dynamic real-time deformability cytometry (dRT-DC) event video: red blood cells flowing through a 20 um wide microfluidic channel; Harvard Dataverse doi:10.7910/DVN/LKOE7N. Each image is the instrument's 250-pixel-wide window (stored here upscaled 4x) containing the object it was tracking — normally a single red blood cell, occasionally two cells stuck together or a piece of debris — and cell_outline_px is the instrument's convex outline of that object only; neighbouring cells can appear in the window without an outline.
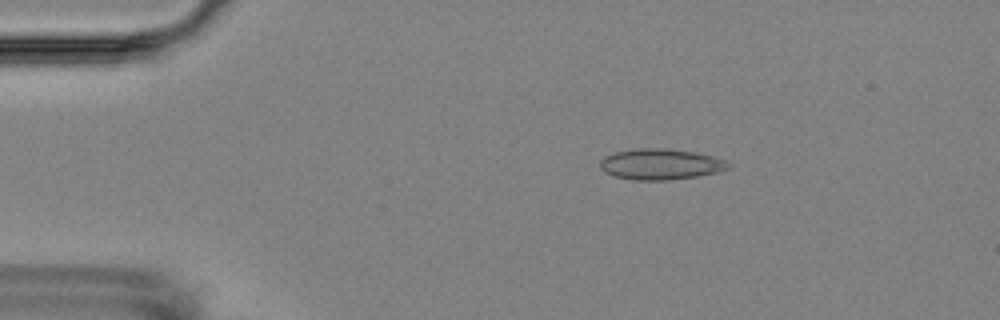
{"species": "Egyptian fruit bat (a non-hibernating species)", "species_latin": "Rousettus aegyptiacus", "temperature_condition": "room temperature", "stored_images_in_passage": 5, "camera_frame_rate_fps": 3000, "um_per_image_px": 0.085, "animal": {"sex": "female"}, "frame": {"image": 1, "passage_image": 2, "time_ms": 1.333, "image_size_px": [1000, 320], "cell_outline_px": [[732, 168], [720, 172], [696, 176], [668, 180], [632, 180], [612, 176], [604, 172], [600, 168], [600, 160], [604, 156], [616, 152], [640, 148], [664, 148], [692, 152], [712, 156], [724, 160], [732, 164]], "centroid_in_image_um": [56.15, 13.97], "position_along_channel_um": 28.8, "area_um2": 23.18}}
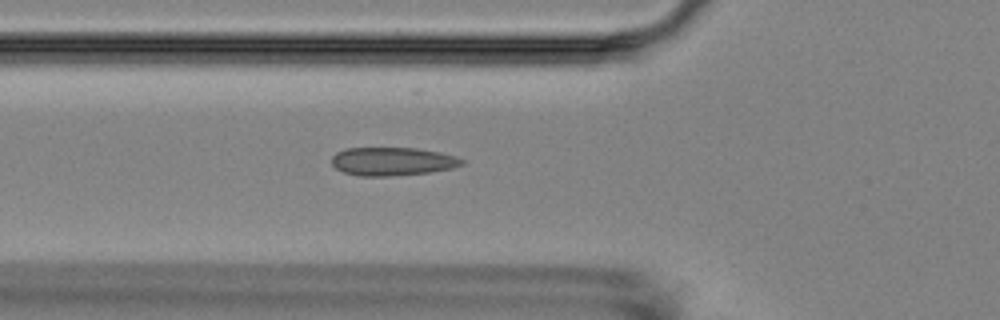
{"frame": {"image": 2, "passage_image": 5, "time_ms": 4.667, "image_size_px": [1000, 320], "cell_outline_px": [[464, 164], [452, 168], [428, 172], [392, 176], [360, 176], [344, 172], [336, 168], [332, 164], [332, 156], [336, 152], [348, 148], [416, 148], [440, 152], [456, 156], [464, 160]], "centroid_in_image_um": [33.36, 13.72], "position_along_channel_um": 92.4, "area_um2": 21.44}}